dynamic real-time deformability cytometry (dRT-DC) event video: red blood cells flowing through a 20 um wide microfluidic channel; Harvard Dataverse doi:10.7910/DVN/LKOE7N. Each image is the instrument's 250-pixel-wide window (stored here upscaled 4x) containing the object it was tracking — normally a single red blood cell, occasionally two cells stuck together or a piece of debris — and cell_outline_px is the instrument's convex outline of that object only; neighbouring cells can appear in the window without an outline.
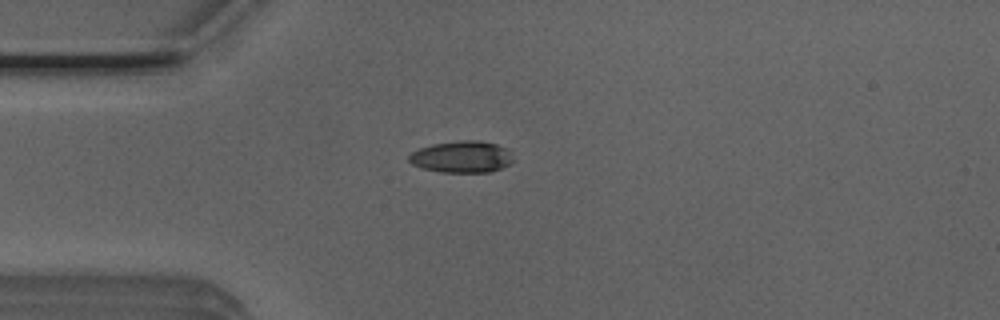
{"species": "Egyptian fruit bat (a non-hibernating species)", "species_latin": "Rousettus aegyptiacus", "temperature_condition": "room temperature", "stored_images_in_passage": 9, "camera_frame_rate_fps": 3000, "um_per_image_px": 0.085, "animal": {"sex": "male"}, "frame": {"image": 1, "passage_image": 1, "time_ms": 0.0, "image_size_px": [1000, 320], "cell_outline_px": [[512, 160], [508, 164], [500, 168], [488, 172], [440, 172], [424, 168], [412, 164], [408, 160], [408, 156], [412, 152], [420, 148], [432, 144], [460, 140], [476, 140], [496, 144], [508, 148]], "centroid_in_image_um": [39.23, 13.32], "position_along_channel_um": 45.8, "area_um2": 19.07}}
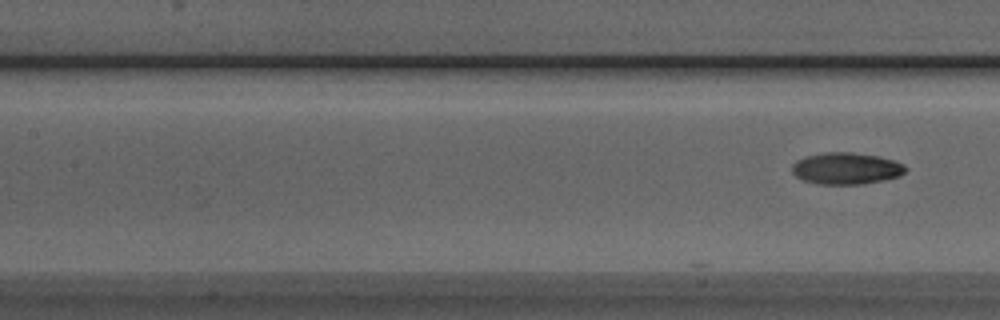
{"frame": {"image": 2, "passage_image": 9, "time_ms": 2.667, "image_size_px": [1000, 320], "cell_outline_px": [[908, 168], [900, 176], [860, 184], [820, 184], [804, 180], [796, 176], [792, 172], [792, 164], [796, 160], [804, 156], [824, 152], [852, 152], [880, 156], [904, 164]], "centroid_in_image_um": [71.91, 14.3], "position_along_channel_um": 135.5, "area_um2": 20.98}}